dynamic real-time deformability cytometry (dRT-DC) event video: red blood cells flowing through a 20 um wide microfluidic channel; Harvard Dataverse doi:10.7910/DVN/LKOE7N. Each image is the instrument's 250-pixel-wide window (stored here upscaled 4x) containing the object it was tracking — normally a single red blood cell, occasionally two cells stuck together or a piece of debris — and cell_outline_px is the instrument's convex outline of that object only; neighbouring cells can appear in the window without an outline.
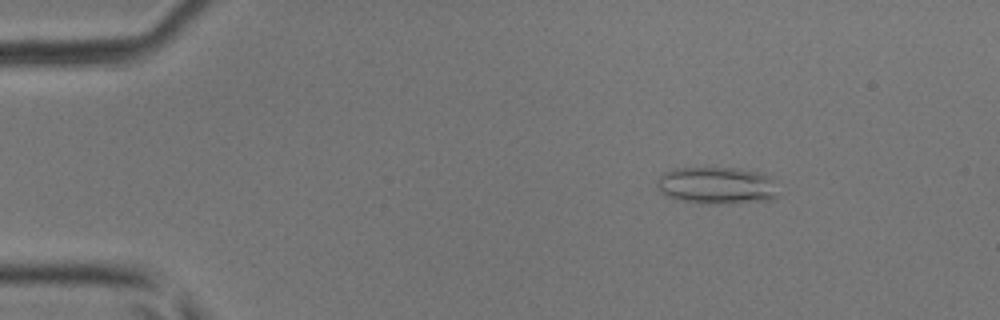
{"species": "common noctule bat (a hibernating species)", "species_latin": "Nyctalus noctula", "temperature_condition": "room temperature", "stored_images_in_passage": 42, "camera_frame_rate_fps": 3000, "um_per_image_px": 0.085, "animal": {"sex": "male", "body_mass_g": 17.9, "forearm_length_mm": 54.2}, "frame": {"image": 1, "passage_image": 4, "time_ms": 1.0, "image_size_px": [1000, 320], "cell_outline_px": [[780, 196], [772, 200], [708, 204], [704, 204], [676, 200], [660, 192], [656, 188], [656, 184], [660, 176], [664, 172], [676, 168], [732, 168], [760, 172], [768, 176], [772, 180]], "centroid_in_image_um": [60.91, 15.78], "position_along_channel_um": 24.1, "area_um2": 26.36}}
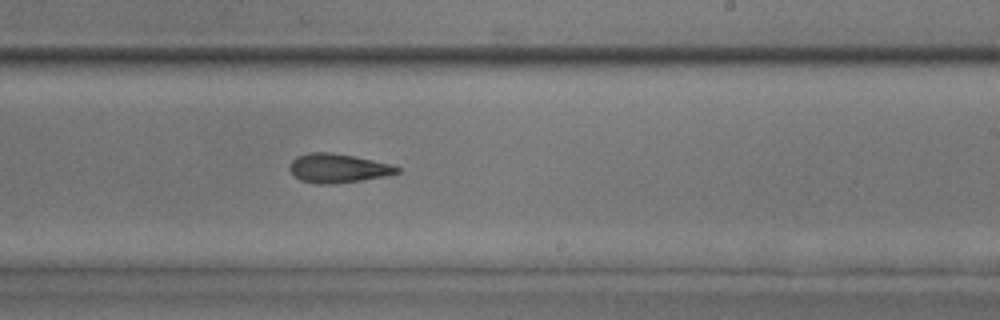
{"frame": {"image": 2, "passage_image": 25, "time_ms": 8.0, "image_size_px": [1000, 320], "cell_outline_px": [[400, 172], [384, 176], [360, 180], [332, 184], [316, 184], [300, 180], [288, 168], [292, 160], [296, 156], [308, 152], [328, 152], [352, 156], [372, 160], [388, 164], [400, 168]], "centroid_in_image_um": [28.67, 14.3], "position_along_channel_um": 260.3, "area_um2": 17.92}}
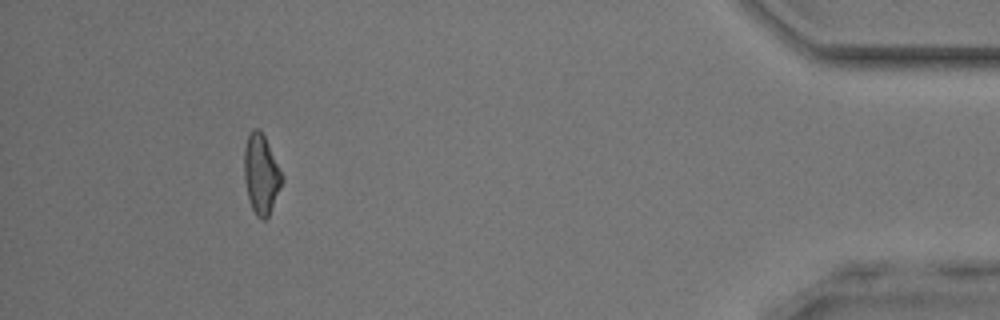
{"frame": {"image": 3, "passage_image": 39, "time_ms": 12.667, "image_size_px": [1000, 320], "cell_outline_px": [[284, 180], [268, 216], [264, 220], [260, 220], [256, 216], [252, 208], [248, 196], [244, 180], [244, 148], [248, 136], [252, 128], [260, 128], [284, 176]], "centroid_in_image_um": [22.2, 14.8], "position_along_channel_um": 413.0, "area_um2": 17.57}}